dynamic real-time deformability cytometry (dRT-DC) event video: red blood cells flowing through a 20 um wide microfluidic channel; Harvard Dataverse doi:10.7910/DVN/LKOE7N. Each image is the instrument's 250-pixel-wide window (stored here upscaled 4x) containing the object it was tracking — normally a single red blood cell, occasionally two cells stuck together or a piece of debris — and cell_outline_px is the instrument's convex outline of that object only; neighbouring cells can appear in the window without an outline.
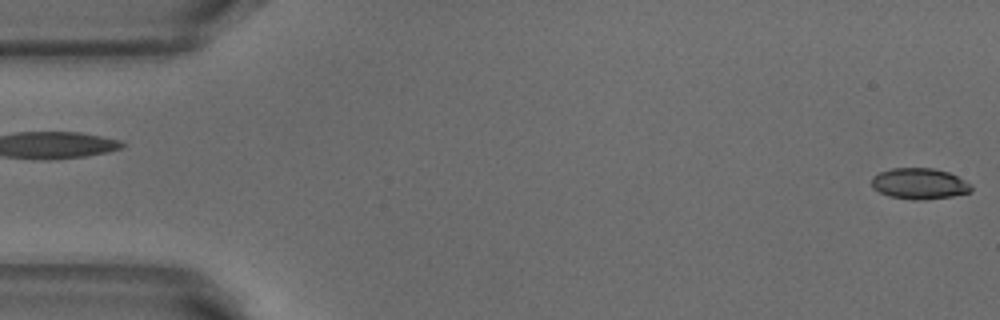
{"species": "common noctule bat (a hibernating species)", "species_latin": "Nyctalus noctula", "temperature_condition": "warm", "stored_images_in_passage": 52, "camera_frame_rate_fps": 3000, "um_per_image_px": 0.085, "animal": {"sex": "male", "body_mass_g": 18.8}, "frame": {"image": 1, "passage_image": 1, "time_ms": 0.0, "image_size_px": [1000, 320], "cell_outline_px": [[972, 192], [952, 196], [920, 200], [912, 200], [888, 196], [872, 188], [872, 176], [880, 172], [892, 168], [932, 168], [948, 172], [972, 184]], "centroid_in_image_um": [78.15, 15.61], "position_along_channel_um": 6.9, "area_um2": 18.03}}
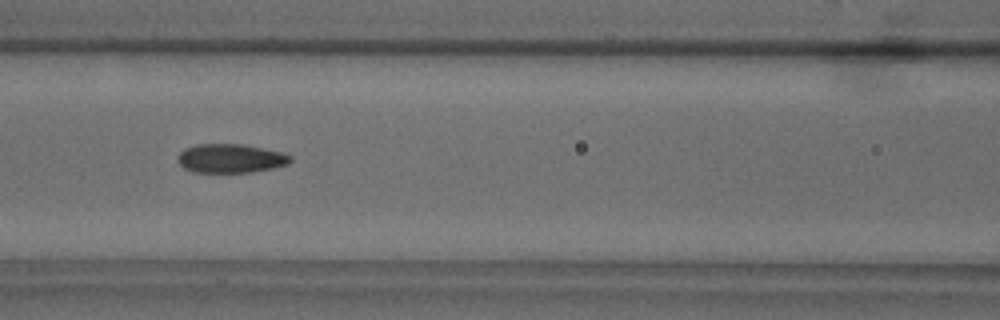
{"frame": {"image": 2, "passage_image": 22, "time_ms": 7.0, "image_size_px": [1000, 320], "cell_outline_px": [[292, 160], [288, 164], [272, 168], [252, 172], [192, 172], [184, 168], [176, 160], [176, 156], [184, 148], [196, 144], [240, 144], [284, 152], [292, 156]], "centroid_in_image_um": [19.58, 13.46], "position_along_channel_um": 147.0, "area_um2": 19.13}}
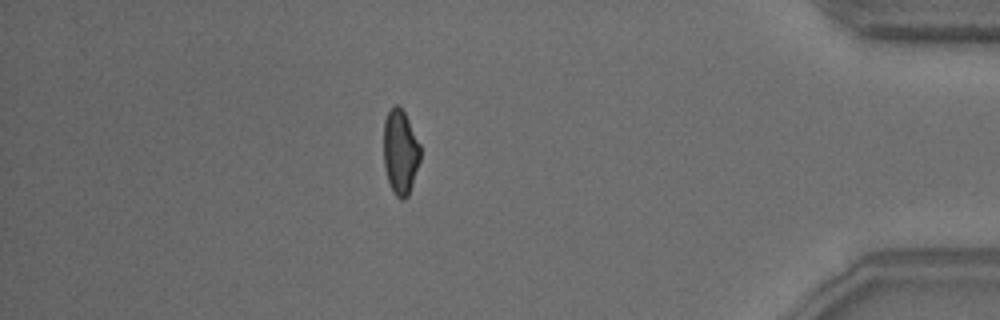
{"frame": {"image": 3, "passage_image": 45, "time_ms": 14.667, "image_size_px": [1000, 320], "cell_outline_px": [[420, 160], [408, 196], [404, 200], [400, 200], [396, 196], [388, 180], [384, 168], [384, 120], [388, 112], [396, 104], [404, 112], [420, 144]], "centroid_in_image_um": [34.02, 12.94], "position_along_channel_um": 401.2, "area_um2": 17.92}, "authors_computed_cell_mechanics": {"area_um2": 18.8139, "velocity_mm_per_s": 3.8812, "shape_relaxation_time_tau1_ms": 9.4549, "shape_relaxation_time_tau2_ms": 1.605, "deformation_change_tau1": 0.2149, "deformation_change_tau2": 0.074}}